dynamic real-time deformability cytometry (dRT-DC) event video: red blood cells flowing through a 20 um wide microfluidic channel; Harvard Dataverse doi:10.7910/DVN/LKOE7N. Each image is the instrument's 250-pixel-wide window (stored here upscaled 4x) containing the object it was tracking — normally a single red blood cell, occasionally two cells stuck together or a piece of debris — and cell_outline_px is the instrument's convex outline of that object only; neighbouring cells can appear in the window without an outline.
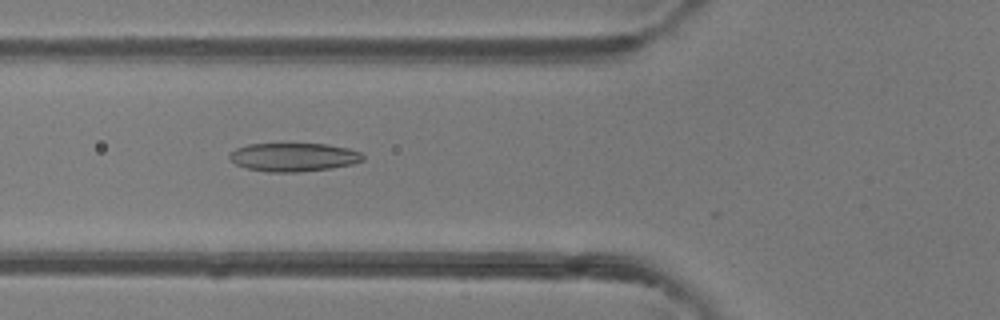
{"species": "common noctule bat (a hibernating species)", "species_latin": "Nyctalus noctula", "temperature_condition": "room temperature", "stored_images_in_passage": 31, "camera_frame_rate_fps": 3000, "um_per_image_px": 0.085, "animal": {"sex": "female"}, "frame": {"image": 1, "passage_image": 4, "time_ms": 1.0, "image_size_px": [1000, 320], "cell_outline_px": [[364, 160], [352, 164], [332, 168], [296, 172], [268, 172], [248, 168], [236, 164], [228, 160], [228, 156], [236, 148], [248, 144], [328, 144], [348, 148], [360, 152], [364, 156]], "centroid_in_image_um": [24.96, 13.35], "position_along_channel_um": 100.8, "area_um2": 22.14}}
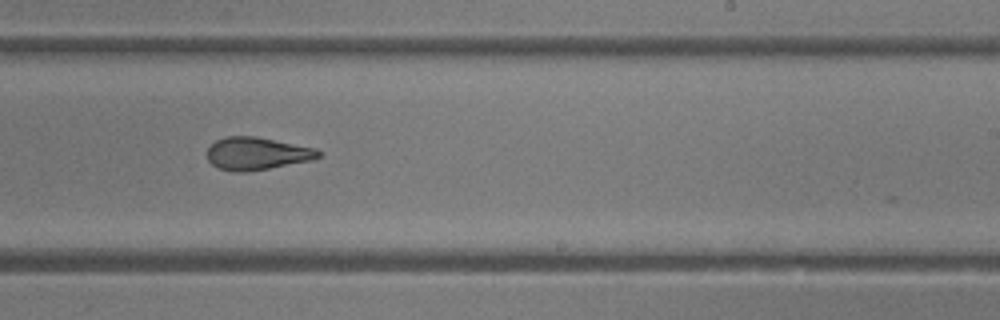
{"frame": {"image": 2, "passage_image": 16, "time_ms": 5.0, "image_size_px": [1000, 320], "cell_outline_px": [[320, 156], [312, 160], [248, 172], [236, 172], [220, 168], [212, 164], [208, 160], [208, 148], [216, 140], [224, 136], [256, 136], [316, 148], [320, 152]], "centroid_in_image_um": [21.83, 13.04], "position_along_channel_um": 267.2, "area_um2": 21.1}}
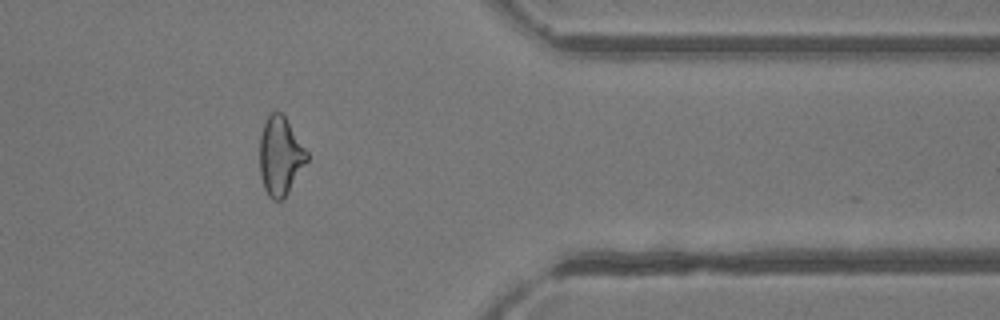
{"frame": {"image": 3, "passage_image": 26, "time_ms": 8.333, "image_size_px": [1000, 320], "cell_outline_px": [[308, 160], [284, 200], [272, 200], [268, 196], [264, 188], [260, 176], [260, 136], [264, 120], [272, 112], [280, 112], [284, 116], [308, 152]], "centroid_in_image_um": [23.82, 13.29], "position_along_channel_um": 387.6, "area_um2": 21.68}, "authors_computed_cell_mechanics": {"area_um2": 21.5594, "velocity_mm_per_s": 4.1482, "shape_relaxation_time_tau1_ms": null, "shape_relaxation_time_tau2_ms": 2.0701, "deformation_change_tau1": null, "deformation_change_tau2": 0.0893}}